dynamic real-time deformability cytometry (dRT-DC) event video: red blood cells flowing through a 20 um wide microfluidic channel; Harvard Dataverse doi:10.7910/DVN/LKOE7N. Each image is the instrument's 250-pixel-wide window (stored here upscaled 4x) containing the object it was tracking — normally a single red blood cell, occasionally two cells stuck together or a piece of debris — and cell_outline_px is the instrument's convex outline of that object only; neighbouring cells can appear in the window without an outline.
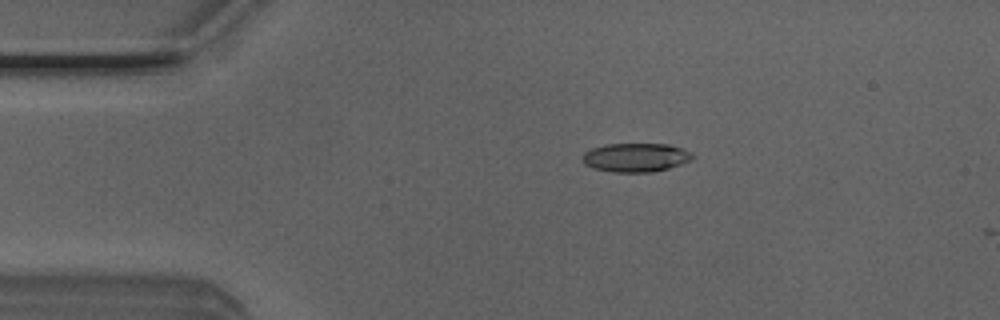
{"species": "Egyptian fruit bat (a non-hibernating species)", "species_latin": "Rousettus aegyptiacus", "temperature_condition": "room temperature", "stored_images_in_passage": 12, "camera_frame_rate_fps": 3000, "um_per_image_px": 0.085, "animal": {"sex": "male"}, "frame": {"image": 1, "passage_image": 10, "time_ms": 3.0, "image_size_px": [1000, 320], "cell_outline_px": [[696, 156], [680, 164], [668, 168], [652, 172], [612, 172], [592, 168], [584, 164], [584, 152], [592, 148], [604, 144], [668, 144], [680, 148]], "centroid_in_image_um": [54.0, 13.38], "position_along_channel_um": 31.0, "area_um2": 18.26}}